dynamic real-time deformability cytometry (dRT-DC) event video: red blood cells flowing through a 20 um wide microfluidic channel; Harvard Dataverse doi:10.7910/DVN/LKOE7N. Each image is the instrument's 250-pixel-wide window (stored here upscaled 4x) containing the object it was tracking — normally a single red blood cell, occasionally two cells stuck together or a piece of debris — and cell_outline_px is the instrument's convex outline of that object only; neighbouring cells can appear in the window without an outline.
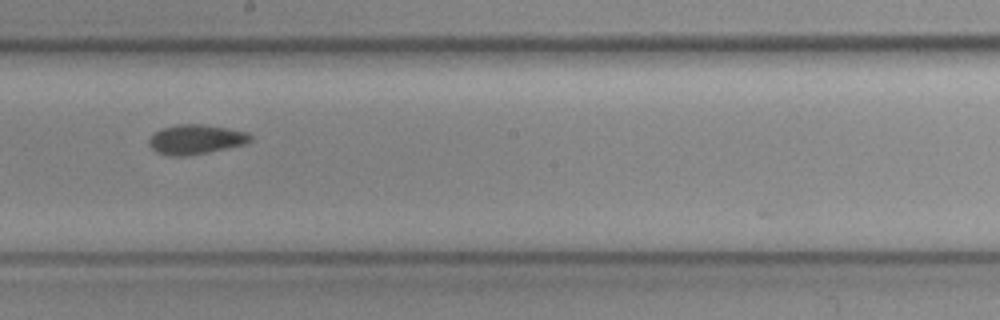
{"species": "common noctule bat (a hibernating species)", "species_latin": "Nyctalus noctula", "temperature_condition": "cold", "stored_images_in_passage": 7, "camera_frame_rate_fps": 3000, "um_per_image_px": 0.085, "animal": {"sex": "female", "body_mass_g": 19.3, "forearm_length_mm": 54.1}, "frame": {"image": 1, "passage_image": 6, "time_ms": 1.667, "image_size_px": [1000, 320], "cell_outline_px": [[252, 140], [248, 144], [188, 156], [168, 156], [156, 152], [148, 144], [148, 140], [156, 132], [164, 128], [176, 124], [204, 124], [228, 128], [248, 132], [252, 136]], "centroid_in_image_um": [16.68, 11.85], "position_along_channel_um": 231.5, "area_um2": 17.69}}